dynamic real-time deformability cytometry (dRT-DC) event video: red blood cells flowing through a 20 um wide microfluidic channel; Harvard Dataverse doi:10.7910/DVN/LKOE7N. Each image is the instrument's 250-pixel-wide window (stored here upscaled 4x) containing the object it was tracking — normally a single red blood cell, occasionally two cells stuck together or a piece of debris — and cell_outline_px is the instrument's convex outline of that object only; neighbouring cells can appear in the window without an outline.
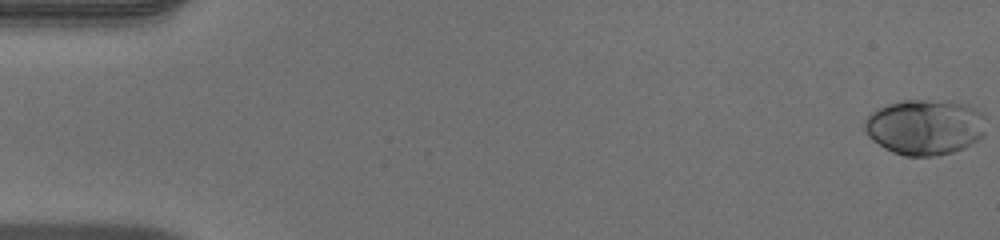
{"species": "human", "species_latin": "Homo sapiens", "temperature_condition": "warm", "stored_images_in_passage": 52, "camera_frame_rate_fps": 3000, "um_per_image_px": 0.085, "donor": {"sex": "male"}, "frame": {"image": 1, "passage_image": 1, "time_ms": 0.0, "image_size_px": [1000, 240], "cell_outline_px": [[984, 136], [972, 144], [964, 148], [952, 152], [936, 156], [904, 156], [892, 152], [884, 148], [872, 140], [868, 136], [864, 128], [864, 120], [872, 112], [888, 104], [904, 100], [952, 100], [976, 108], [984, 116]], "centroid_in_image_um": [78.63, 10.8], "position_along_channel_um": 6.4, "area_um2": 39.59}}
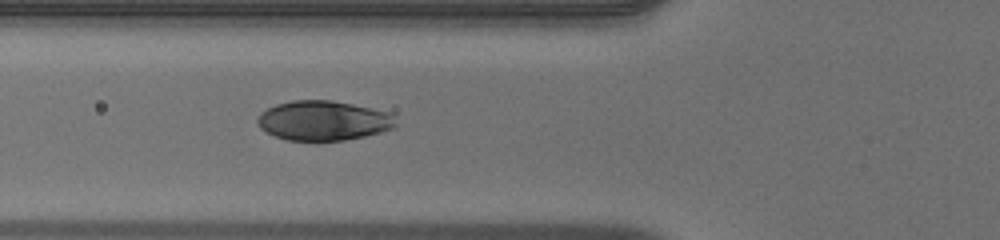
{"frame": {"image": 2, "passage_image": 20, "time_ms": 6.333, "image_size_px": [1000, 240], "cell_outline_px": [[396, 124], [392, 128], [380, 132], [364, 136], [344, 140], [288, 140], [276, 136], [260, 128], [256, 120], [260, 112], [276, 104], [292, 100], [332, 100], [392, 112]], "centroid_in_image_um": [27.48, 10.23], "position_along_channel_um": 98.3, "area_um2": 31.91}}
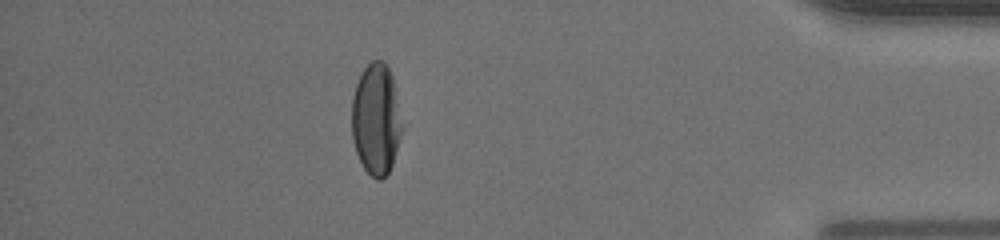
{"frame": {"image": 3, "passage_image": 46, "time_ms": 15.0, "image_size_px": [1000, 240], "cell_outline_px": [[404, 128], [392, 164], [388, 172], [380, 180], [376, 180], [364, 168], [356, 152], [352, 136], [352, 96], [356, 84], [364, 68], [372, 60], [384, 60], [392, 76], [404, 124]], "centroid_in_image_um": [31.99, 10.13], "position_along_channel_um": 403.2, "area_um2": 32.89}, "authors_computed_cell_mechanics": {"area_um2": 34.391, "velocity_mm_per_s": 4.0068, "shape_relaxation_time_tau1_ms": 2.7034, "shape_relaxation_time_tau2_ms": null, "deformation_change_tau1": 0.1728, "deformation_change_tau2": null}}